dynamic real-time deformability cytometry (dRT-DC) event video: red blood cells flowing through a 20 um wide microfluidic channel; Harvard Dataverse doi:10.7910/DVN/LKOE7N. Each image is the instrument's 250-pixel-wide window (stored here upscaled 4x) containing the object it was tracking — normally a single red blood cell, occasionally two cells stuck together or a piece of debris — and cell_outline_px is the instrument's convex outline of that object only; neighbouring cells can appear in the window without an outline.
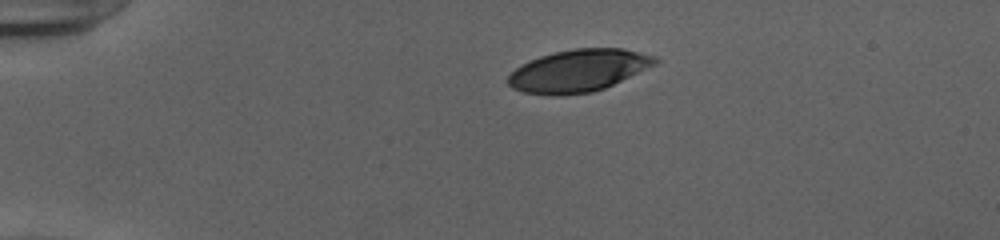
{"species": "human", "species_latin": "Homo sapiens", "temperature_condition": "cold", "stored_images_in_passage": 42, "camera_frame_rate_fps": 3000, "um_per_image_px": 0.085, "donor": {"sex": "female"}, "frame": {"image": 1, "passage_image": 1, "time_ms": 0.0, "image_size_px": [1000, 240], "cell_outline_px": [[660, 60], [656, 64], [604, 88], [592, 92], [564, 96], [548, 96], [524, 92], [512, 88], [508, 84], [508, 76], [516, 68], [540, 56], [572, 48], [624, 48], [656, 56]], "centroid_in_image_um": [49.18, 6.01], "position_along_channel_um": 35.8, "area_um2": 36.18}}
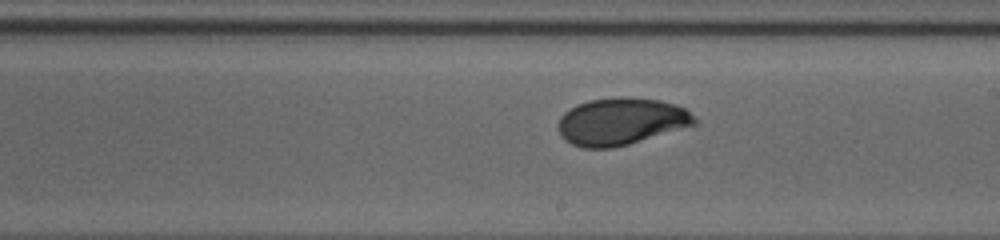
{"frame": {"image": 2, "passage_image": 21, "time_ms": 6.667, "image_size_px": [1000, 240], "cell_outline_px": [[700, 124], [628, 144], [612, 148], [584, 148], [572, 144], [564, 140], [560, 136], [560, 116], [564, 112], [576, 104], [588, 100], [620, 96], [660, 100], [684, 108]], "centroid_in_image_um": [52.79, 10.32], "position_along_channel_um": 236.2, "area_um2": 37.45}}
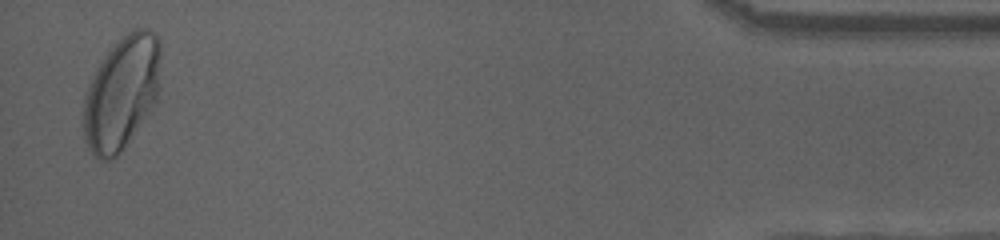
{"frame": {"image": 3, "passage_image": 41, "time_ms": 13.333, "image_size_px": [1000, 240], "cell_outline_px": [[160, 56], [156, 104], [120, 152], [112, 160], [100, 160], [92, 156], [84, 140], [84, 96], [88, 84], [96, 68], [108, 52], [132, 28], [148, 28], [160, 40]], "centroid_in_image_um": [10.33, 7.92], "position_along_channel_um": 424.9, "area_um2": 50.86}, "authors_computed_cell_mechanics": {"area_um2": 37.8012, "velocity_mm_per_s": 3.9107, "shape_relaxation_time_tau1_ms": 4.4203, "shape_relaxation_time_tau2_ms": 1.0571, "deformation_change_tau1": 0.1806, "deformation_change_tau2": 0.039}}